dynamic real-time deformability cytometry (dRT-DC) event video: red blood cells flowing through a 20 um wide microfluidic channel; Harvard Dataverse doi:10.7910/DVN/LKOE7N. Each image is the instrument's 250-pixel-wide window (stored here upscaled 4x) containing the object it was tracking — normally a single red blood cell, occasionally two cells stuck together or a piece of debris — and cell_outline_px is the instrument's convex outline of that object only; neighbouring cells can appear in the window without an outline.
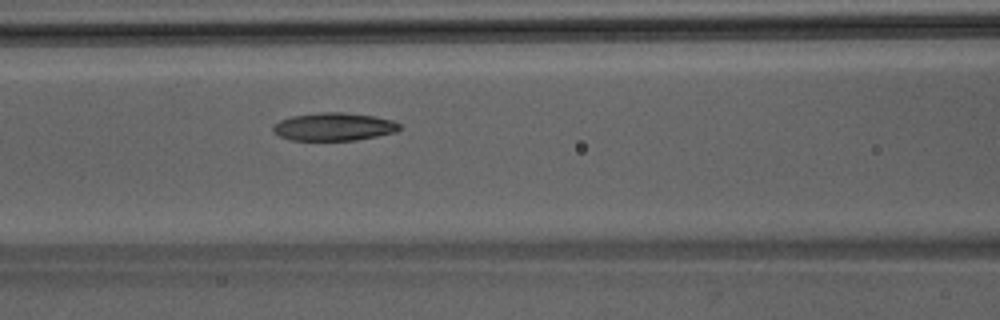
{"species": "Egyptian fruit bat (a non-hibernating species)", "species_latin": "Rousettus aegyptiacus", "temperature_condition": "room temperature", "stored_images_in_passage": 44, "camera_frame_rate_fps": 3000, "um_per_image_px": 0.085, "animal": {"sex": "male"}, "frame": {"image": 1, "passage_image": 19, "time_ms": 6.0, "image_size_px": [1000, 320], "cell_outline_px": [[400, 128], [396, 132], [356, 140], [288, 140], [280, 136], [272, 128], [272, 124], [280, 120], [292, 116], [324, 112], [344, 112], [376, 116], [392, 120], [400, 124]], "centroid_in_image_um": [28.38, 10.77], "position_along_channel_um": 138.2, "area_um2": 20.58}}
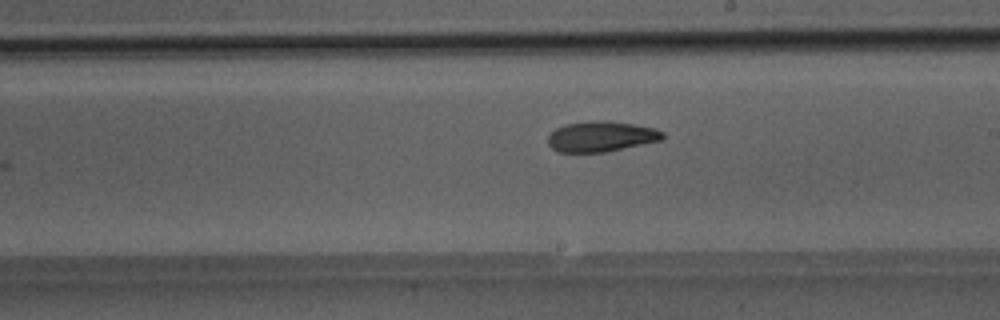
{"frame": {"image": 2, "passage_image": 26, "time_ms": 8.333, "image_size_px": [1000, 320], "cell_outline_px": [[664, 140], [604, 152], [556, 152], [548, 144], [548, 136], [556, 128], [564, 124], [588, 120], [604, 120], [632, 124], [656, 128], [664, 132]], "centroid_in_image_um": [51.1, 11.59], "position_along_channel_um": 237.9, "area_um2": 20.58}}
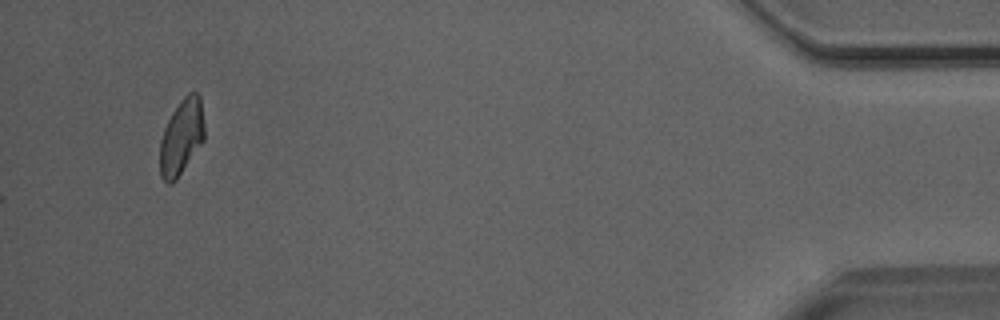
{"frame": {"image": 3, "passage_image": 44, "time_ms": 14.333, "image_size_px": [1000, 320], "cell_outline_px": [[204, 140], [176, 180], [168, 184], [160, 176], [160, 140], [164, 128], [172, 112], [180, 100], [188, 92], [196, 92], [200, 96], [204, 124]], "centroid_in_image_um": [15.42, 11.63], "position_along_channel_um": 419.8, "area_um2": 19.59}}